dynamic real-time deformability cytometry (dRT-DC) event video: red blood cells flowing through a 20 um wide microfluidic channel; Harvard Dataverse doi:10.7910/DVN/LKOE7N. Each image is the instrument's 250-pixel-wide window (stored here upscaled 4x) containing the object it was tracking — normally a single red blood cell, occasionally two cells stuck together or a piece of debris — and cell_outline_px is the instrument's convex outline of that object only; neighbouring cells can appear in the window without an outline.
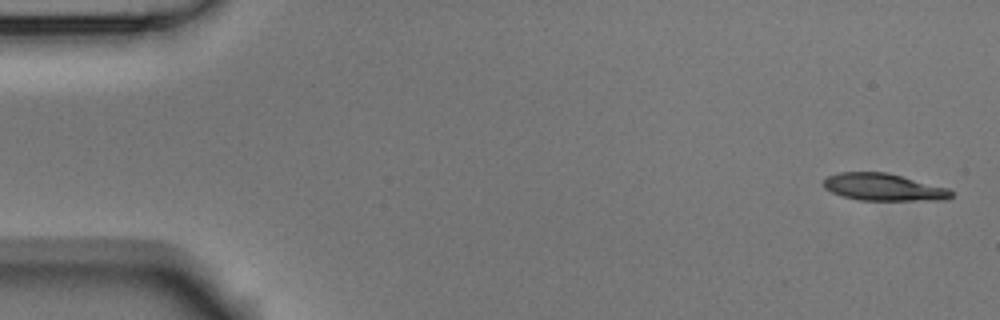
{"species": "Egyptian fruit bat (a non-hibernating species)", "species_latin": "Rousettus aegyptiacus", "temperature_condition": "room temperature", "stored_images_in_passage": 5, "camera_frame_rate_fps": 3000, "um_per_image_px": 0.085, "animal": {"sex": "male"}, "frame": {"image": 1, "passage_image": 1, "time_ms": 0.0, "image_size_px": [1000, 320], "cell_outline_px": [[952, 196], [948, 200], [860, 200], [844, 196], [832, 192], [824, 188], [824, 180], [828, 176], [840, 172], [884, 172], [948, 188], [952, 192]], "centroid_in_image_um": [75.1, 15.91], "position_along_channel_um": 9.9, "area_um2": 19.94}}
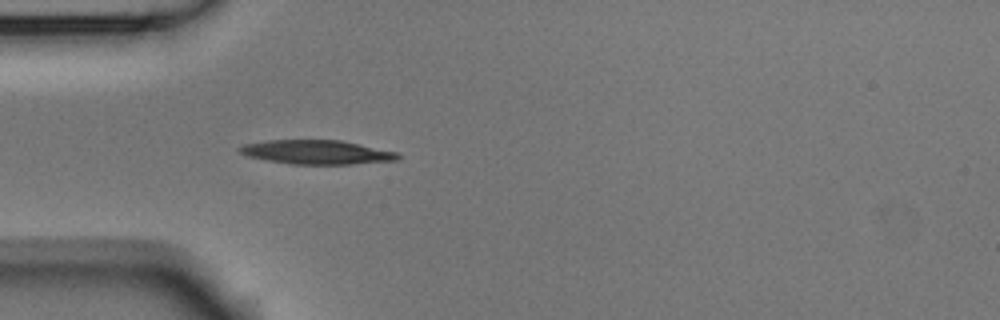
{"frame": {"image": 2, "passage_image": 5, "time_ms": 1.333, "image_size_px": [1000, 320], "cell_outline_px": [[400, 156], [396, 160], [352, 164], [288, 164], [248, 156], [240, 152], [236, 148], [244, 144], [268, 140], [340, 140], [400, 152]], "centroid_in_image_um": [26.94, 12.93], "position_along_channel_um": 58.1, "area_um2": 22.2}}